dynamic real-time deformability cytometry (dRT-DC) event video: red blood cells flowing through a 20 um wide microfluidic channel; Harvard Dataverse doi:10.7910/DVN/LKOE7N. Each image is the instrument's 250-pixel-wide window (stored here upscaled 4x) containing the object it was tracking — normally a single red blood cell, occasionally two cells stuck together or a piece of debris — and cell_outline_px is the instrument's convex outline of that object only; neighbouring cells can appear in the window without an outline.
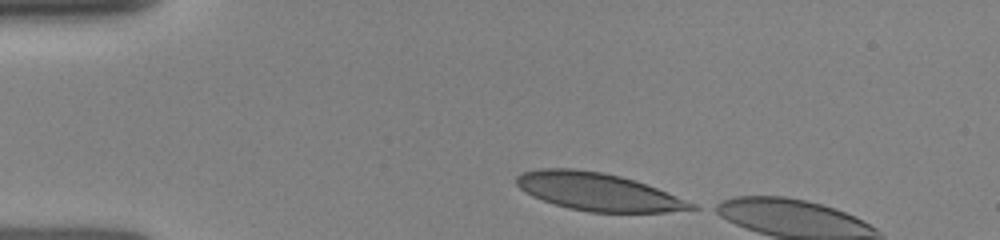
{"species": "human", "species_latin": "Homo sapiens", "temperature_condition": "room temperature", "stored_images_in_passage": 4, "camera_frame_rate_fps": 3000, "um_per_image_px": 0.085, "donor": {"sex": "female"}, "frame": {"image": 1, "passage_image": 1, "time_ms": 0.0, "image_size_px": [1000, 240], "cell_outline_px": [[700, 208], [664, 212], [588, 212], [568, 208], [532, 196], [524, 192], [516, 184], [516, 176], [524, 172], [540, 168], [572, 168], [604, 172], [620, 176], [656, 188], [696, 204]], "centroid_in_image_um": [50.79, 16.3], "position_along_channel_um": 34.2, "area_um2": 38.09}}